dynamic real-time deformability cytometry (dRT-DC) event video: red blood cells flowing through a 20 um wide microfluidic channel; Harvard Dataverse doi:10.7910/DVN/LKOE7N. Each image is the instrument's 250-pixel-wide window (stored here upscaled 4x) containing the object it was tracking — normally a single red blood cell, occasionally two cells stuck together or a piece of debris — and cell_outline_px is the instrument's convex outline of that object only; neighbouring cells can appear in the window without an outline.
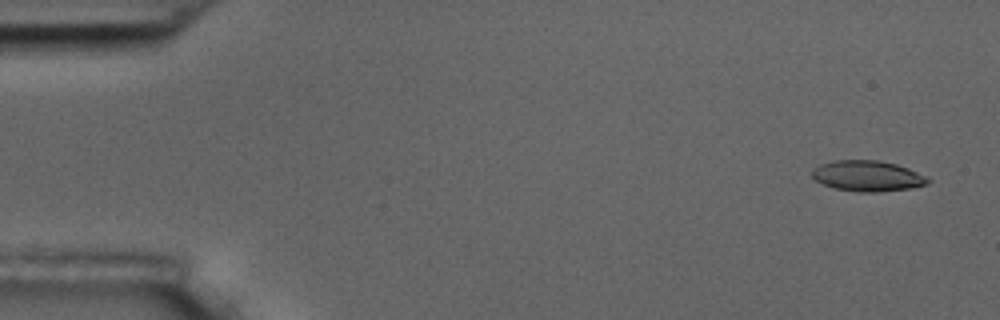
{"species": "common noctule bat (a hibernating species)", "species_latin": "Nyctalus noctula", "temperature_condition": "room temperature", "stored_images_in_passage": 7, "camera_frame_rate_fps": 3000, "um_per_image_px": 0.085, "animal": {"sex": "male", "body_mass_g": 17.5, "forearm_length_mm": 52.3}, "frame": {"image": 1, "passage_image": 1, "time_ms": 0.0, "image_size_px": [1000, 320], "cell_outline_px": [[932, 180], [928, 184], [912, 188], [876, 192], [860, 192], [832, 188], [816, 180], [812, 176], [812, 168], [820, 164], [832, 160], [876, 160], [896, 164], [908, 168], [928, 176]], "centroid_in_image_um": [73.76, 14.95], "position_along_channel_um": 11.2, "area_um2": 20.92}}
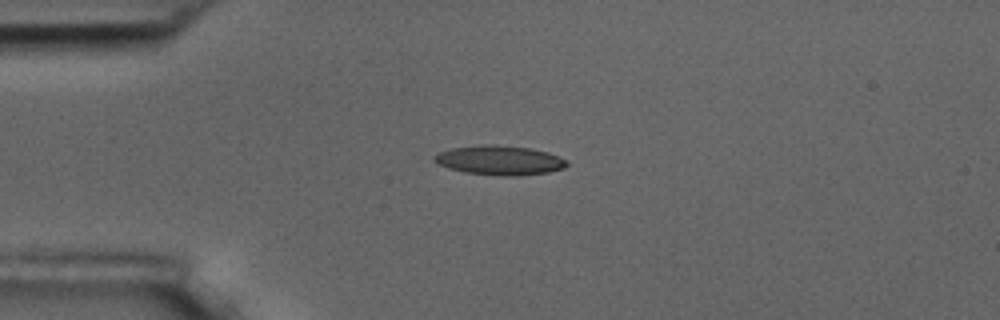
{"frame": {"image": 2, "passage_image": 4, "time_ms": 3.667, "image_size_px": [1000, 320], "cell_outline_px": [[568, 164], [564, 168], [548, 172], [516, 176], [500, 176], [464, 172], [448, 168], [432, 160], [432, 156], [440, 152], [452, 148], [484, 144], [496, 144], [532, 148], [548, 152], [564, 160]], "centroid_in_image_um": [42.44, 13.62], "position_along_channel_um": 42.6, "area_um2": 22.72}}